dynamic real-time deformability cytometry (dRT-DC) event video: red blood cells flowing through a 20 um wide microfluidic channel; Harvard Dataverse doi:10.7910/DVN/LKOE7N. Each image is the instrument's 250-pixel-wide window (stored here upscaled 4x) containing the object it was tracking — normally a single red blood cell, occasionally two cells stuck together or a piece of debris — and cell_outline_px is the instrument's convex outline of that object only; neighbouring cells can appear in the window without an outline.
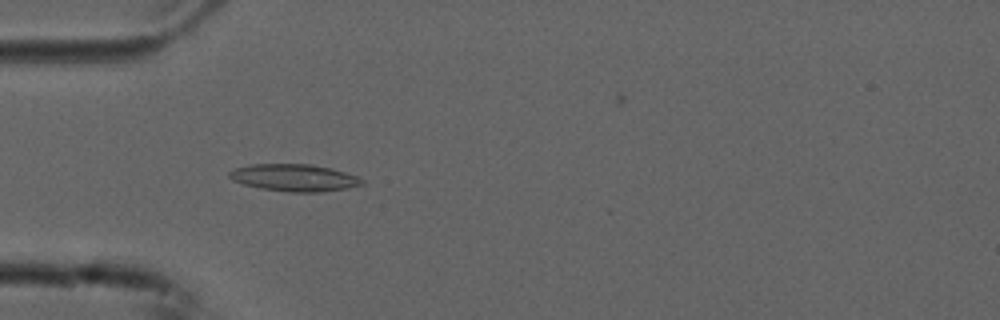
{"species": "common noctule bat (a hibernating species)", "species_latin": "Nyctalus noctula", "temperature_condition": "cold", "stored_images_in_passage": 43, "camera_frame_rate_fps": 3000, "um_per_image_px": 0.085, "animal": {"sex": "male", "forearm_length_mm": 52.5}, "frame": {"image": 1, "passage_image": 5, "time_ms": 1.333, "image_size_px": [1000, 320], "cell_outline_px": [[364, 184], [348, 188], [320, 192], [288, 192], [260, 188], [244, 184], [232, 180], [228, 176], [228, 172], [236, 168], [252, 164], [312, 164], [332, 168], [356, 176], [364, 180]], "centroid_in_image_um": [25.02, 15.1], "position_along_channel_um": 60.0, "area_um2": 20.98}}
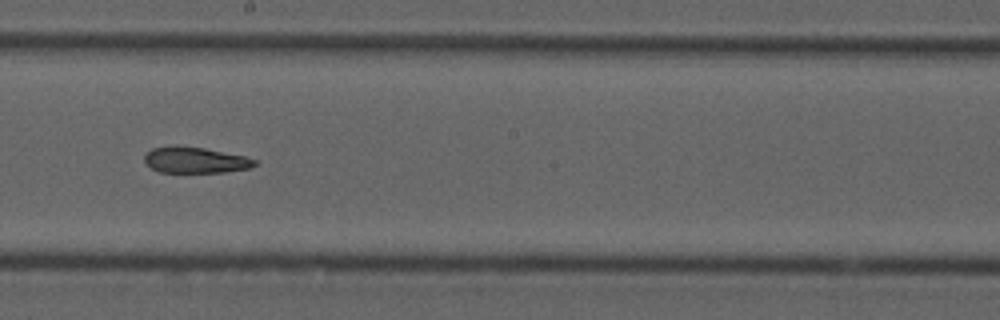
{"frame": {"image": 2, "passage_image": 19, "time_ms": 6.0, "image_size_px": [1000, 320], "cell_outline_px": [[260, 164], [248, 168], [224, 172], [160, 172], [152, 168], [144, 160], [144, 156], [152, 148], [204, 148], [244, 156], [256, 160]], "centroid_in_image_um": [16.67, 13.64], "position_along_channel_um": 231.5, "area_um2": 16.01}}
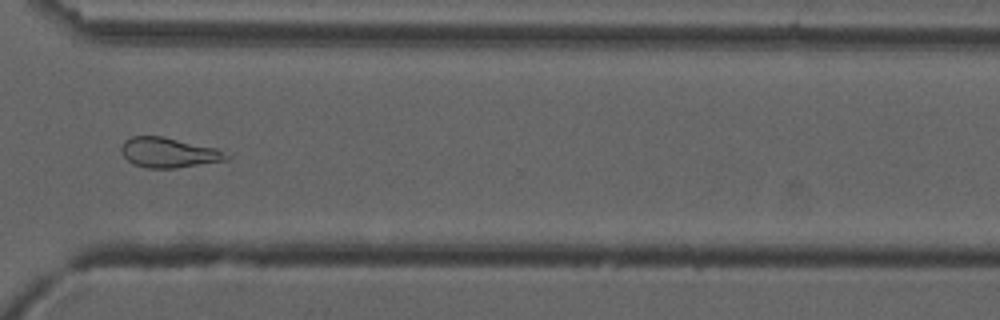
{"frame": {"image": 3, "passage_image": 29, "time_ms": 9.333, "image_size_px": [1000, 320], "cell_outline_px": [[232, 156], [228, 160], [176, 168], [144, 168], [132, 164], [120, 152], [120, 148], [124, 140], [132, 136], [164, 136], [216, 148]], "centroid_in_image_um": [14.32, 12.97], "position_along_channel_um": 356.3, "area_um2": 18.61}, "authors_computed_cell_mechanics": {"area_um2": 19.0162, "velocity_mm_per_s": 3.737, "shape_relaxation_time_tau1_ms": null, "shape_relaxation_time_tau2_ms": 4.4164, "deformation_change_tau1": null, "deformation_change_tau2": 0.1267}}